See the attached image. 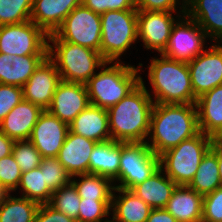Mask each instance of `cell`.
Listing matches in <instances>:
<instances>
[{"mask_svg":"<svg viewBox=\"0 0 222 222\" xmlns=\"http://www.w3.org/2000/svg\"><path fill=\"white\" fill-rule=\"evenodd\" d=\"M121 143L114 140L95 145L89 161V173L104 176L112 181L118 178Z\"/></svg>","mask_w":222,"mask_h":222,"instance_id":"484cf974","label":"cell"},{"mask_svg":"<svg viewBox=\"0 0 222 222\" xmlns=\"http://www.w3.org/2000/svg\"><path fill=\"white\" fill-rule=\"evenodd\" d=\"M162 173L159 168L151 177L131 189L152 209L165 208L177 185L167 175L166 178L162 176Z\"/></svg>","mask_w":222,"mask_h":222,"instance_id":"d4e9b609","label":"cell"},{"mask_svg":"<svg viewBox=\"0 0 222 222\" xmlns=\"http://www.w3.org/2000/svg\"><path fill=\"white\" fill-rule=\"evenodd\" d=\"M139 69L117 61L96 73L85 84L90 104L106 110L116 105L140 84Z\"/></svg>","mask_w":222,"mask_h":222,"instance_id":"277c9868","label":"cell"},{"mask_svg":"<svg viewBox=\"0 0 222 222\" xmlns=\"http://www.w3.org/2000/svg\"><path fill=\"white\" fill-rule=\"evenodd\" d=\"M12 155L23 172L37 168L42 156L30 140H15Z\"/></svg>","mask_w":222,"mask_h":222,"instance_id":"e575fe53","label":"cell"},{"mask_svg":"<svg viewBox=\"0 0 222 222\" xmlns=\"http://www.w3.org/2000/svg\"><path fill=\"white\" fill-rule=\"evenodd\" d=\"M69 130L97 143L111 140L107 110L92 104L71 122Z\"/></svg>","mask_w":222,"mask_h":222,"instance_id":"7402d4cb","label":"cell"},{"mask_svg":"<svg viewBox=\"0 0 222 222\" xmlns=\"http://www.w3.org/2000/svg\"><path fill=\"white\" fill-rule=\"evenodd\" d=\"M112 200L81 199L79 204L78 222H102L109 216Z\"/></svg>","mask_w":222,"mask_h":222,"instance_id":"d590c367","label":"cell"},{"mask_svg":"<svg viewBox=\"0 0 222 222\" xmlns=\"http://www.w3.org/2000/svg\"><path fill=\"white\" fill-rule=\"evenodd\" d=\"M213 138L201 131L178 146L159 155L160 169L177 185H188L204 155L211 148ZM165 167V168H164Z\"/></svg>","mask_w":222,"mask_h":222,"instance_id":"8992f818","label":"cell"},{"mask_svg":"<svg viewBox=\"0 0 222 222\" xmlns=\"http://www.w3.org/2000/svg\"><path fill=\"white\" fill-rule=\"evenodd\" d=\"M183 15L185 22L173 25L168 44L161 54L177 61L189 62L204 51L207 35L197 22Z\"/></svg>","mask_w":222,"mask_h":222,"instance_id":"8fae6325","label":"cell"},{"mask_svg":"<svg viewBox=\"0 0 222 222\" xmlns=\"http://www.w3.org/2000/svg\"><path fill=\"white\" fill-rule=\"evenodd\" d=\"M9 192L6 191L1 185H0V203L4 200V198L6 197V195Z\"/></svg>","mask_w":222,"mask_h":222,"instance_id":"7dc6e473","label":"cell"},{"mask_svg":"<svg viewBox=\"0 0 222 222\" xmlns=\"http://www.w3.org/2000/svg\"><path fill=\"white\" fill-rule=\"evenodd\" d=\"M22 171L13 155L0 159V185L8 192L18 188Z\"/></svg>","mask_w":222,"mask_h":222,"instance_id":"8d00e7d4","label":"cell"},{"mask_svg":"<svg viewBox=\"0 0 222 222\" xmlns=\"http://www.w3.org/2000/svg\"><path fill=\"white\" fill-rule=\"evenodd\" d=\"M51 42L54 45L48 44V57L55 63L61 81L85 85L95 75V68L110 64L93 49L66 41Z\"/></svg>","mask_w":222,"mask_h":222,"instance_id":"5b68a950","label":"cell"},{"mask_svg":"<svg viewBox=\"0 0 222 222\" xmlns=\"http://www.w3.org/2000/svg\"><path fill=\"white\" fill-rule=\"evenodd\" d=\"M81 0H33L30 20L48 35L53 34Z\"/></svg>","mask_w":222,"mask_h":222,"instance_id":"ffe728a7","label":"cell"},{"mask_svg":"<svg viewBox=\"0 0 222 222\" xmlns=\"http://www.w3.org/2000/svg\"><path fill=\"white\" fill-rule=\"evenodd\" d=\"M203 195L188 185H176L165 209L178 222H202Z\"/></svg>","mask_w":222,"mask_h":222,"instance_id":"603a6c76","label":"cell"},{"mask_svg":"<svg viewBox=\"0 0 222 222\" xmlns=\"http://www.w3.org/2000/svg\"><path fill=\"white\" fill-rule=\"evenodd\" d=\"M118 178L121 184L115 186L131 190L134 186L151 177L159 168V156L146 142L121 143Z\"/></svg>","mask_w":222,"mask_h":222,"instance_id":"9c48e42d","label":"cell"},{"mask_svg":"<svg viewBox=\"0 0 222 222\" xmlns=\"http://www.w3.org/2000/svg\"><path fill=\"white\" fill-rule=\"evenodd\" d=\"M195 98L222 85V46L212 45L187 62Z\"/></svg>","mask_w":222,"mask_h":222,"instance_id":"7c38bea8","label":"cell"},{"mask_svg":"<svg viewBox=\"0 0 222 222\" xmlns=\"http://www.w3.org/2000/svg\"><path fill=\"white\" fill-rule=\"evenodd\" d=\"M81 3L100 15L110 10H137L135 0H81Z\"/></svg>","mask_w":222,"mask_h":222,"instance_id":"ab89813d","label":"cell"},{"mask_svg":"<svg viewBox=\"0 0 222 222\" xmlns=\"http://www.w3.org/2000/svg\"><path fill=\"white\" fill-rule=\"evenodd\" d=\"M178 0H135L138 11H175Z\"/></svg>","mask_w":222,"mask_h":222,"instance_id":"b9f144b4","label":"cell"},{"mask_svg":"<svg viewBox=\"0 0 222 222\" xmlns=\"http://www.w3.org/2000/svg\"><path fill=\"white\" fill-rule=\"evenodd\" d=\"M211 149L216 153L219 166V175L222 182V139H214Z\"/></svg>","mask_w":222,"mask_h":222,"instance_id":"bcb514c9","label":"cell"},{"mask_svg":"<svg viewBox=\"0 0 222 222\" xmlns=\"http://www.w3.org/2000/svg\"><path fill=\"white\" fill-rule=\"evenodd\" d=\"M146 222H178L165 208L152 209Z\"/></svg>","mask_w":222,"mask_h":222,"instance_id":"ee69618b","label":"cell"},{"mask_svg":"<svg viewBox=\"0 0 222 222\" xmlns=\"http://www.w3.org/2000/svg\"><path fill=\"white\" fill-rule=\"evenodd\" d=\"M81 198L72 183L57 189L52 193L48 203L55 210L64 213L67 217L78 222L79 204Z\"/></svg>","mask_w":222,"mask_h":222,"instance_id":"4dcf8cb0","label":"cell"},{"mask_svg":"<svg viewBox=\"0 0 222 222\" xmlns=\"http://www.w3.org/2000/svg\"><path fill=\"white\" fill-rule=\"evenodd\" d=\"M68 132L67 123L52 115L48 110H44L33 127L29 140L42 158L57 157Z\"/></svg>","mask_w":222,"mask_h":222,"instance_id":"5bb4252c","label":"cell"},{"mask_svg":"<svg viewBox=\"0 0 222 222\" xmlns=\"http://www.w3.org/2000/svg\"><path fill=\"white\" fill-rule=\"evenodd\" d=\"M81 181L71 179V183L76 188L81 199L90 200H112L114 186H112L111 179L99 176L97 174H80L76 175Z\"/></svg>","mask_w":222,"mask_h":222,"instance_id":"f1b7e54d","label":"cell"},{"mask_svg":"<svg viewBox=\"0 0 222 222\" xmlns=\"http://www.w3.org/2000/svg\"><path fill=\"white\" fill-rule=\"evenodd\" d=\"M90 105L86 85L61 81L53 95L50 107L52 115L68 125Z\"/></svg>","mask_w":222,"mask_h":222,"instance_id":"2e32d148","label":"cell"},{"mask_svg":"<svg viewBox=\"0 0 222 222\" xmlns=\"http://www.w3.org/2000/svg\"><path fill=\"white\" fill-rule=\"evenodd\" d=\"M43 111L40 106L23 99L0 122V131L13 140H29Z\"/></svg>","mask_w":222,"mask_h":222,"instance_id":"d6986e66","label":"cell"},{"mask_svg":"<svg viewBox=\"0 0 222 222\" xmlns=\"http://www.w3.org/2000/svg\"><path fill=\"white\" fill-rule=\"evenodd\" d=\"M14 142L15 140L0 131V159L12 154Z\"/></svg>","mask_w":222,"mask_h":222,"instance_id":"f6af8a7d","label":"cell"},{"mask_svg":"<svg viewBox=\"0 0 222 222\" xmlns=\"http://www.w3.org/2000/svg\"><path fill=\"white\" fill-rule=\"evenodd\" d=\"M48 34L33 21L0 26V53L48 55Z\"/></svg>","mask_w":222,"mask_h":222,"instance_id":"30bf717a","label":"cell"},{"mask_svg":"<svg viewBox=\"0 0 222 222\" xmlns=\"http://www.w3.org/2000/svg\"><path fill=\"white\" fill-rule=\"evenodd\" d=\"M143 79L120 102L107 110L111 140L120 143L146 142L154 105Z\"/></svg>","mask_w":222,"mask_h":222,"instance_id":"7a4b0ae2","label":"cell"},{"mask_svg":"<svg viewBox=\"0 0 222 222\" xmlns=\"http://www.w3.org/2000/svg\"><path fill=\"white\" fill-rule=\"evenodd\" d=\"M196 107L199 130L213 139H222V85L197 98Z\"/></svg>","mask_w":222,"mask_h":222,"instance_id":"44dd1931","label":"cell"},{"mask_svg":"<svg viewBox=\"0 0 222 222\" xmlns=\"http://www.w3.org/2000/svg\"><path fill=\"white\" fill-rule=\"evenodd\" d=\"M48 55L16 56L11 68V85L23 87Z\"/></svg>","mask_w":222,"mask_h":222,"instance_id":"836d02e7","label":"cell"},{"mask_svg":"<svg viewBox=\"0 0 222 222\" xmlns=\"http://www.w3.org/2000/svg\"><path fill=\"white\" fill-rule=\"evenodd\" d=\"M138 10H110L101 14L100 53L106 62L118 60L138 39Z\"/></svg>","mask_w":222,"mask_h":222,"instance_id":"52a82bcc","label":"cell"},{"mask_svg":"<svg viewBox=\"0 0 222 222\" xmlns=\"http://www.w3.org/2000/svg\"><path fill=\"white\" fill-rule=\"evenodd\" d=\"M148 77L156 97L154 103L196 104L187 62L161 54V59H152Z\"/></svg>","mask_w":222,"mask_h":222,"instance_id":"3957f363","label":"cell"},{"mask_svg":"<svg viewBox=\"0 0 222 222\" xmlns=\"http://www.w3.org/2000/svg\"><path fill=\"white\" fill-rule=\"evenodd\" d=\"M183 2L181 12L197 22L207 37L212 40L222 39V0H183Z\"/></svg>","mask_w":222,"mask_h":222,"instance_id":"ac0fdd59","label":"cell"},{"mask_svg":"<svg viewBox=\"0 0 222 222\" xmlns=\"http://www.w3.org/2000/svg\"><path fill=\"white\" fill-rule=\"evenodd\" d=\"M50 41H66L100 52L101 16L82 3L74 8L62 25L48 36Z\"/></svg>","mask_w":222,"mask_h":222,"instance_id":"ba28073f","label":"cell"},{"mask_svg":"<svg viewBox=\"0 0 222 222\" xmlns=\"http://www.w3.org/2000/svg\"><path fill=\"white\" fill-rule=\"evenodd\" d=\"M39 167L44 171L45 182L52 192L71 183V175L57 157L42 158Z\"/></svg>","mask_w":222,"mask_h":222,"instance_id":"d6a6232c","label":"cell"},{"mask_svg":"<svg viewBox=\"0 0 222 222\" xmlns=\"http://www.w3.org/2000/svg\"><path fill=\"white\" fill-rule=\"evenodd\" d=\"M188 186L203 196L213 192L216 188L222 187L218 159L211 148L204 155Z\"/></svg>","mask_w":222,"mask_h":222,"instance_id":"4316f807","label":"cell"},{"mask_svg":"<svg viewBox=\"0 0 222 222\" xmlns=\"http://www.w3.org/2000/svg\"><path fill=\"white\" fill-rule=\"evenodd\" d=\"M19 186L23 190L22 197L39 204H46L51 200L53 192L48 188L44 178V171H41L40 167L23 172Z\"/></svg>","mask_w":222,"mask_h":222,"instance_id":"f546056e","label":"cell"},{"mask_svg":"<svg viewBox=\"0 0 222 222\" xmlns=\"http://www.w3.org/2000/svg\"><path fill=\"white\" fill-rule=\"evenodd\" d=\"M60 82L61 77L57 67L47 56L22 87L23 99L40 106L43 110H47Z\"/></svg>","mask_w":222,"mask_h":222,"instance_id":"4fadbf2b","label":"cell"},{"mask_svg":"<svg viewBox=\"0 0 222 222\" xmlns=\"http://www.w3.org/2000/svg\"><path fill=\"white\" fill-rule=\"evenodd\" d=\"M97 142L70 130L57 156L71 177L89 173L90 155Z\"/></svg>","mask_w":222,"mask_h":222,"instance_id":"e0dca14e","label":"cell"},{"mask_svg":"<svg viewBox=\"0 0 222 222\" xmlns=\"http://www.w3.org/2000/svg\"><path fill=\"white\" fill-rule=\"evenodd\" d=\"M120 192L115 197L112 194L111 209L113 211L112 222H146L152 208L139 198L132 190L114 188Z\"/></svg>","mask_w":222,"mask_h":222,"instance_id":"cb8c5ba5","label":"cell"},{"mask_svg":"<svg viewBox=\"0 0 222 222\" xmlns=\"http://www.w3.org/2000/svg\"><path fill=\"white\" fill-rule=\"evenodd\" d=\"M22 100V87L0 83V122Z\"/></svg>","mask_w":222,"mask_h":222,"instance_id":"f35d334b","label":"cell"},{"mask_svg":"<svg viewBox=\"0 0 222 222\" xmlns=\"http://www.w3.org/2000/svg\"><path fill=\"white\" fill-rule=\"evenodd\" d=\"M40 204L8 193L0 203V222H34Z\"/></svg>","mask_w":222,"mask_h":222,"instance_id":"83f0119b","label":"cell"},{"mask_svg":"<svg viewBox=\"0 0 222 222\" xmlns=\"http://www.w3.org/2000/svg\"><path fill=\"white\" fill-rule=\"evenodd\" d=\"M202 222H222V187L203 196Z\"/></svg>","mask_w":222,"mask_h":222,"instance_id":"74e56055","label":"cell"},{"mask_svg":"<svg viewBox=\"0 0 222 222\" xmlns=\"http://www.w3.org/2000/svg\"><path fill=\"white\" fill-rule=\"evenodd\" d=\"M175 22L171 12L138 11V37L144 42L145 48L155 49L162 53L168 44Z\"/></svg>","mask_w":222,"mask_h":222,"instance_id":"9a60e30c","label":"cell"},{"mask_svg":"<svg viewBox=\"0 0 222 222\" xmlns=\"http://www.w3.org/2000/svg\"><path fill=\"white\" fill-rule=\"evenodd\" d=\"M199 132L196 104L154 103L149 131L152 143H146L159 156Z\"/></svg>","mask_w":222,"mask_h":222,"instance_id":"6da1fadb","label":"cell"},{"mask_svg":"<svg viewBox=\"0 0 222 222\" xmlns=\"http://www.w3.org/2000/svg\"><path fill=\"white\" fill-rule=\"evenodd\" d=\"M33 0H0V26L30 20Z\"/></svg>","mask_w":222,"mask_h":222,"instance_id":"1f68e13d","label":"cell"},{"mask_svg":"<svg viewBox=\"0 0 222 222\" xmlns=\"http://www.w3.org/2000/svg\"><path fill=\"white\" fill-rule=\"evenodd\" d=\"M34 222H77L64 213L55 210L48 203L40 204Z\"/></svg>","mask_w":222,"mask_h":222,"instance_id":"60d3db41","label":"cell"},{"mask_svg":"<svg viewBox=\"0 0 222 222\" xmlns=\"http://www.w3.org/2000/svg\"><path fill=\"white\" fill-rule=\"evenodd\" d=\"M16 56L0 53V83L11 85V68Z\"/></svg>","mask_w":222,"mask_h":222,"instance_id":"7bdbcfd3","label":"cell"}]
</instances>
